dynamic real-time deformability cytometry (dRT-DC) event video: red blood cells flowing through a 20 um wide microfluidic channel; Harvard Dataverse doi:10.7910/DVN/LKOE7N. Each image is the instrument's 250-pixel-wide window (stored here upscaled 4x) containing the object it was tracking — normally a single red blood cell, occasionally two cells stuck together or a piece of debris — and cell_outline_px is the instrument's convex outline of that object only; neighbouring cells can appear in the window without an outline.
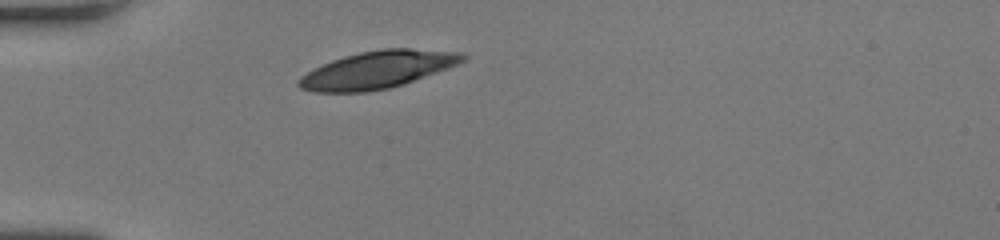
{"species": "human", "species_latin": "Homo sapiens", "temperature_condition": "room temperature", "stored_images_in_passage": 17, "camera_frame_rate_fps": 3000, "um_per_image_px": 0.085, "donor": {"sex": "female"}, "frame": {"image": 1, "passage_image": 1, "time_ms": 0.0, "image_size_px": [1000, 240], "cell_outline_px": [[468, 56], [464, 60], [448, 68], [404, 84], [388, 88], [364, 92], [316, 92], [300, 88], [296, 84], [296, 80], [300, 76], [332, 60], [344, 56], [360, 52], [380, 48], [408, 48], [460, 52]], "centroid_in_image_um": [32.07, 5.92], "position_along_channel_um": 52.9, "area_um2": 35.49}}
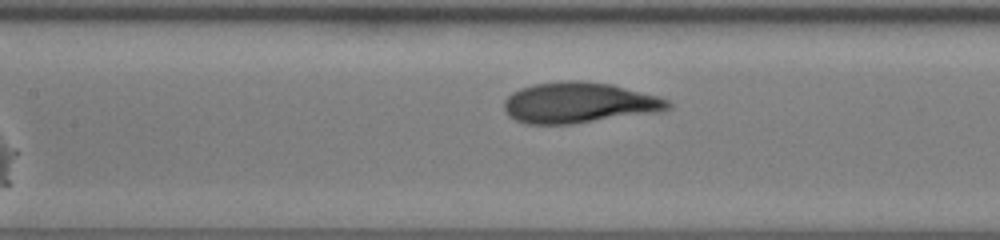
{"frame": {"image": 2, "passage_image": 10, "time_ms": 3.0, "image_size_px": [1000, 240], "cell_outline_px": [[672, 108], [660, 112], [572, 124], [524, 124], [508, 116], [504, 112], [504, 100], [512, 92], [520, 88], [536, 84], [568, 80], [580, 80], [612, 84], [660, 96], [668, 100], [672, 104]], "centroid_in_image_um": [49.24, 8.74], "position_along_channel_um": 158.2, "area_um2": 39.36}}
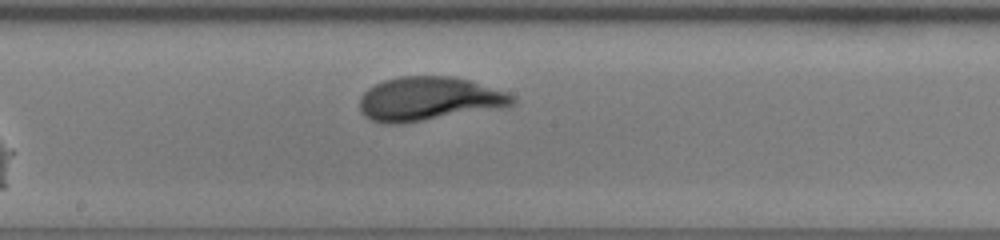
{"frame": {"image": 3, "passage_image": 14, "time_ms": 4.333, "image_size_px": [1000, 240], "cell_outline_px": [[516, 100], [512, 104], [500, 108], [400, 124], [384, 124], [372, 120], [364, 116], [360, 112], [360, 96], [368, 88], [384, 80], [400, 76], [452, 76], [468, 80], [504, 92], [512, 96]], "centroid_in_image_um": [36.38, 8.41], "position_along_channel_um": 211.8, "area_um2": 38.73}}